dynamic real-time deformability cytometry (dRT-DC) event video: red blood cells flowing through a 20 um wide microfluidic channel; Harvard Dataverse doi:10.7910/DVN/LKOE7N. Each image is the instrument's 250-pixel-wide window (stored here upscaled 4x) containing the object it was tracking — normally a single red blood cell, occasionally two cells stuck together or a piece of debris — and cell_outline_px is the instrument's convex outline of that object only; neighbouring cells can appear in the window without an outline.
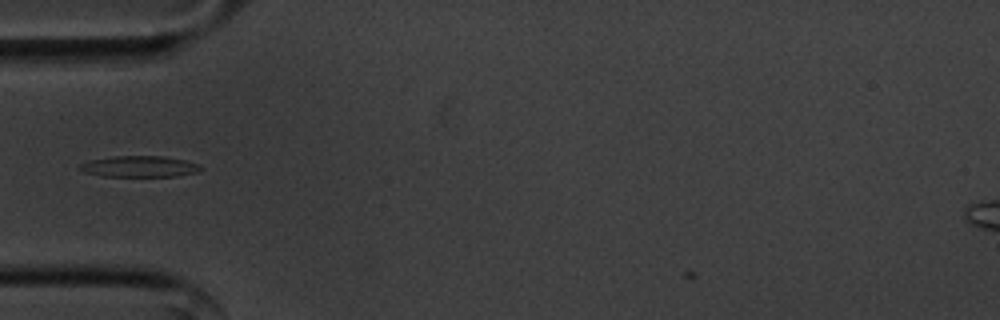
{"species": "common noctule bat (a hibernating species)", "species_latin": "Nyctalus noctula", "temperature_condition": "cold", "stored_images_in_passage": 36, "camera_frame_rate_fps": 3000, "um_per_image_px": 0.085, "animal": {"sex": "male", "body_mass_g": 20.1, "forearm_length_mm": 53.5}, "frame": {"image": 1, "passage_image": 2, "time_ms": 0.333, "image_size_px": [1000, 320], "cell_outline_px": [[204, 168], [200, 172], [176, 176], [104, 176], [84, 172], [80, 168], [80, 164], [92, 160], [112, 156], [164, 156], [184, 160], [200, 164]], "centroid_in_image_um": [11.94, 14.15], "position_along_channel_um": 73.1, "area_um2": 14.85}}
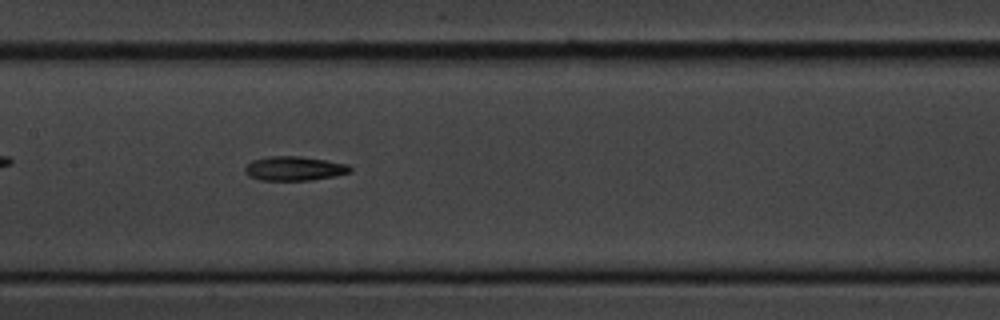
{"frame": {"image": 2, "passage_image": 11, "time_ms": 3.333, "image_size_px": [1000, 320], "cell_outline_px": [[352, 172], [336, 176], [312, 180], [260, 180], [248, 176], [244, 172], [244, 168], [252, 160], [268, 156], [300, 156], [348, 164], [352, 168]], "centroid_in_image_um": [25.02, 14.32], "position_along_channel_um": 182.4, "area_um2": 14.97}}
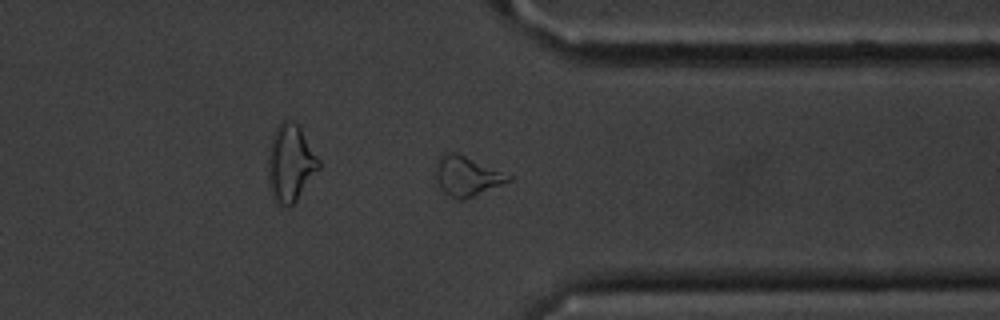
{"frame": {"image": 3, "passage_image": 27, "time_ms": 8.667, "image_size_px": [1000, 320], "cell_outline_px": [[512, 180], [464, 200], [456, 200], [444, 192], [440, 188], [436, 180], [436, 160], [444, 152], [456, 152], [512, 176]], "centroid_in_image_um": [39.64, 14.97], "position_along_channel_um": 371.8, "area_um2": 16.7}, "authors_computed_cell_mechanics": {"area_um2": 14.9991, "velocity_mm_per_s": 3.6, "shape_relaxation_time_tau1_ms": 2.9825, "shape_relaxation_time_tau2_ms": null, "deformation_change_tau1": 0.1338, "deformation_change_tau2": null}}